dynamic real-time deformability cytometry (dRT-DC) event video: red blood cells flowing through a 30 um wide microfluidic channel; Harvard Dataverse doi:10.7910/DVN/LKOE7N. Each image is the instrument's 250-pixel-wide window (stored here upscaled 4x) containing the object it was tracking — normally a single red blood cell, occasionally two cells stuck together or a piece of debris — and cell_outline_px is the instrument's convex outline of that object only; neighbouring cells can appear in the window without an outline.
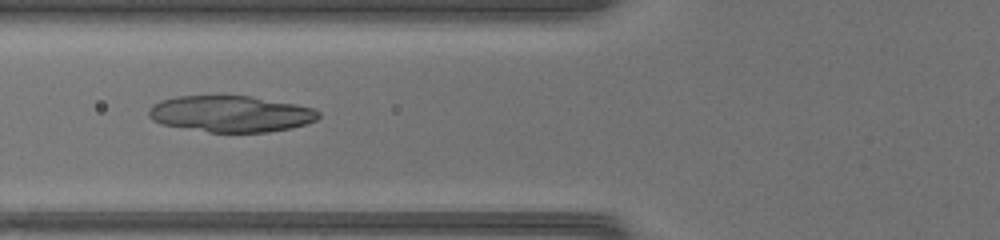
{"species": "common noctule bat (a hibernating species)", "species_latin": "Nyctalus noctula", "temperature_condition": "warm", "stored_images_in_passage": 38, "camera_frame_rate_fps": 3000, "um_per_image_px": 0.085, "animal": {"sex": "female", "body_mass_g": 17.0, "forearm_length_mm": 48.0}, "frame": {"image": 1, "passage_image": 8, "time_ms": 2.333, "image_size_px": [1000, 240], "cell_outline_px": [[320, 116], [316, 120], [292, 128], [268, 132], [208, 132], [164, 124], [152, 120], [148, 116], [148, 108], [152, 104], [160, 100], [176, 96], [220, 92], [252, 96], [296, 104], [312, 108], [320, 112]], "centroid_in_image_um": [19.57, 9.62], "position_along_channel_um": 106.2, "area_um2": 37.05}}
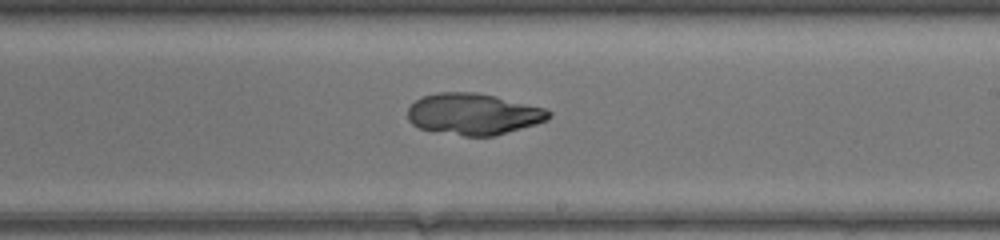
{"frame": {"image": 2, "passage_image": 18, "time_ms": 5.667, "image_size_px": [1000, 240], "cell_outline_px": [[552, 116], [536, 124], [496, 136], [464, 136], [420, 128], [412, 124], [408, 120], [408, 108], [420, 96], [436, 92], [476, 92], [496, 96], [544, 108], [552, 112]], "centroid_in_image_um": [40.23, 9.69], "position_along_channel_um": 248.8, "area_um2": 34.04}}
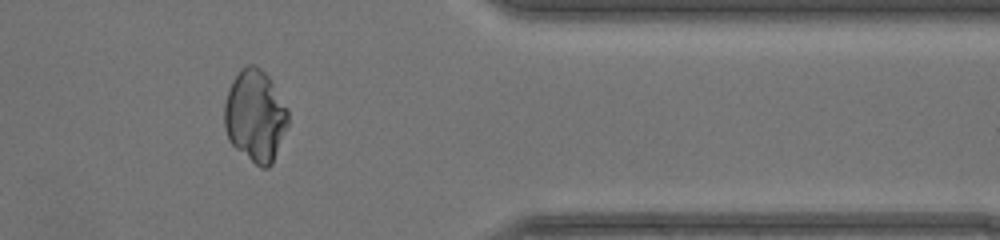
{"frame": {"image": 3, "passage_image": 29, "time_ms": 9.333, "image_size_px": [1000, 240], "cell_outline_px": [[288, 124], [272, 164], [268, 168], [260, 168], [236, 148], [228, 140], [224, 128], [224, 104], [228, 88], [232, 80], [240, 68], [248, 64], [256, 64], [268, 76], [288, 108]], "centroid_in_image_um": [21.68, 9.83], "position_along_channel_um": 389.7, "area_um2": 34.39}}